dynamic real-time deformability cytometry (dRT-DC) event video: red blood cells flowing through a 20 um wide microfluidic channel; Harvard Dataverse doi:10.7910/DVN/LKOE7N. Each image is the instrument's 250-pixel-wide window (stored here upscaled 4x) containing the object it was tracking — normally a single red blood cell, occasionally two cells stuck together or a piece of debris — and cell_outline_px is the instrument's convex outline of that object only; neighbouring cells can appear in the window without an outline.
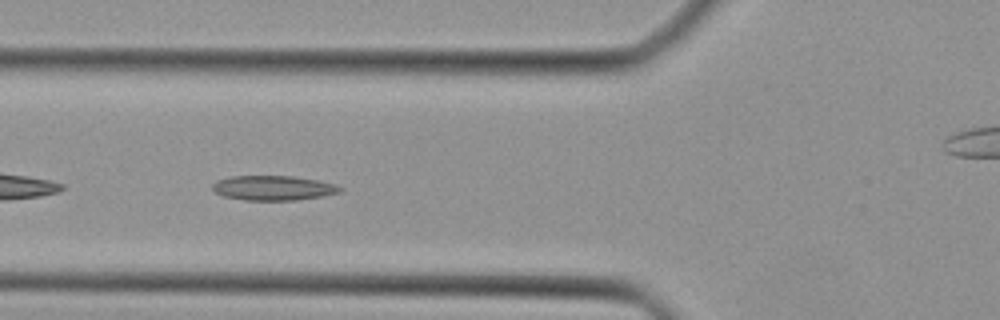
{"species": "Egyptian fruit bat (a non-hibernating species)", "species_latin": "Rousettus aegyptiacus", "temperature_condition": "cold", "stored_images_in_passage": 45, "camera_frame_rate_fps": 3000, "um_per_image_px": 0.085, "animal": {"sex": "female"}, "frame": {"image": 1, "passage_image": 16, "time_ms": 5.0, "image_size_px": [1000, 320], "cell_outline_px": [[344, 188], [340, 192], [320, 196], [296, 200], [244, 200], [224, 196], [216, 192], [212, 188], [212, 184], [216, 180], [232, 176], [292, 176], [320, 180], [336, 184]], "centroid_in_image_um": [23.24, 15.97], "position_along_channel_um": 102.6, "area_um2": 18.38}}
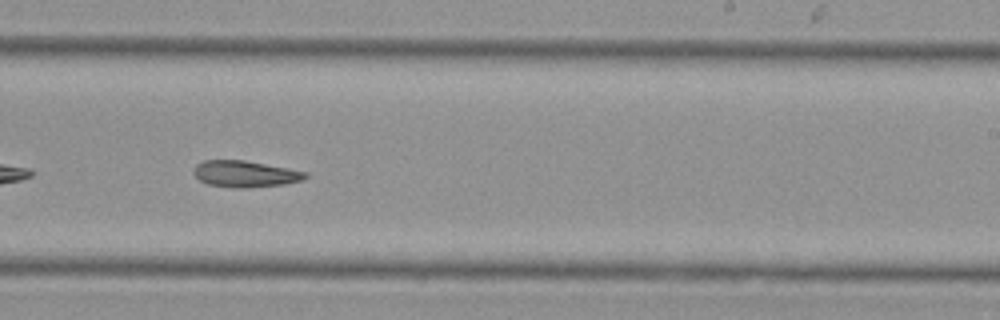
{"frame": {"image": 2, "passage_image": 27, "time_ms": 8.667, "image_size_px": [1000, 320], "cell_outline_px": [[308, 176], [300, 180], [284, 184], [244, 188], [236, 188], [208, 184], [200, 180], [192, 172], [196, 164], [204, 160], [244, 160], [288, 168], [308, 172]], "centroid_in_image_um": [20.82, 14.77], "position_along_channel_um": 268.2, "area_um2": 17.11}}
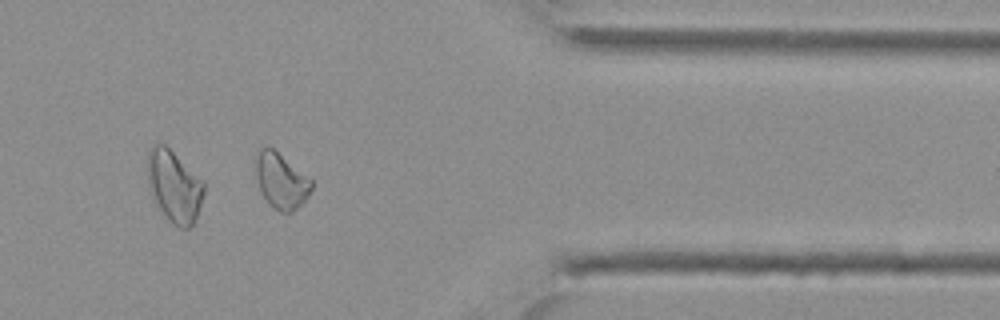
{"frame": {"image": 3, "passage_image": 36, "time_ms": 11.667, "image_size_px": [1000, 320], "cell_outline_px": [[312, 188], [308, 196], [292, 212], [280, 212], [268, 204], [260, 192], [256, 176], [256, 156], [260, 148], [272, 148], [312, 180]], "centroid_in_image_um": [23.88, 15.4], "position_along_channel_um": 387.5, "area_um2": 17.69}}